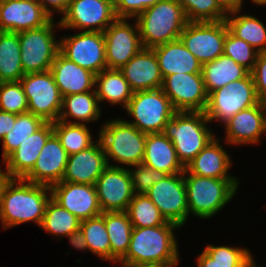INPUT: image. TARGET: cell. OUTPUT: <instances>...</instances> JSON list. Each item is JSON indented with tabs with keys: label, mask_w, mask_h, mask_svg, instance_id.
<instances>
[{
	"label": "cell",
	"mask_w": 266,
	"mask_h": 267,
	"mask_svg": "<svg viewBox=\"0 0 266 267\" xmlns=\"http://www.w3.org/2000/svg\"><path fill=\"white\" fill-rule=\"evenodd\" d=\"M51 198L49 186L34 184L23 178L3 177L0 181L2 227L9 229L26 222L40 226Z\"/></svg>",
	"instance_id": "1"
},
{
	"label": "cell",
	"mask_w": 266,
	"mask_h": 267,
	"mask_svg": "<svg viewBox=\"0 0 266 267\" xmlns=\"http://www.w3.org/2000/svg\"><path fill=\"white\" fill-rule=\"evenodd\" d=\"M175 229L180 227L168 221L154 227H133L128 251L121 260L176 267L179 252Z\"/></svg>",
	"instance_id": "2"
},
{
	"label": "cell",
	"mask_w": 266,
	"mask_h": 267,
	"mask_svg": "<svg viewBox=\"0 0 266 267\" xmlns=\"http://www.w3.org/2000/svg\"><path fill=\"white\" fill-rule=\"evenodd\" d=\"M143 48H153L180 38L188 23L176 0H159L135 18Z\"/></svg>",
	"instance_id": "3"
},
{
	"label": "cell",
	"mask_w": 266,
	"mask_h": 267,
	"mask_svg": "<svg viewBox=\"0 0 266 267\" xmlns=\"http://www.w3.org/2000/svg\"><path fill=\"white\" fill-rule=\"evenodd\" d=\"M204 112L177 111L165 125L163 134L171 140L184 167L215 137L206 126Z\"/></svg>",
	"instance_id": "4"
},
{
	"label": "cell",
	"mask_w": 266,
	"mask_h": 267,
	"mask_svg": "<svg viewBox=\"0 0 266 267\" xmlns=\"http://www.w3.org/2000/svg\"><path fill=\"white\" fill-rule=\"evenodd\" d=\"M188 174L183 173L188 211L200 219L205 220L222 210L233 199L238 189L237 179H217Z\"/></svg>",
	"instance_id": "5"
},
{
	"label": "cell",
	"mask_w": 266,
	"mask_h": 267,
	"mask_svg": "<svg viewBox=\"0 0 266 267\" xmlns=\"http://www.w3.org/2000/svg\"><path fill=\"white\" fill-rule=\"evenodd\" d=\"M98 136L109 166V159L128 167L143 162L147 134L142 133L126 120L116 118L106 121L102 125Z\"/></svg>",
	"instance_id": "6"
},
{
	"label": "cell",
	"mask_w": 266,
	"mask_h": 267,
	"mask_svg": "<svg viewBox=\"0 0 266 267\" xmlns=\"http://www.w3.org/2000/svg\"><path fill=\"white\" fill-rule=\"evenodd\" d=\"M125 110L135 119L126 122L145 134L163 133L177 112L162 88L134 92Z\"/></svg>",
	"instance_id": "7"
},
{
	"label": "cell",
	"mask_w": 266,
	"mask_h": 267,
	"mask_svg": "<svg viewBox=\"0 0 266 267\" xmlns=\"http://www.w3.org/2000/svg\"><path fill=\"white\" fill-rule=\"evenodd\" d=\"M252 74L245 78L228 83L208 94L204 111L211 122L215 119L225 124L239 111L259 104Z\"/></svg>",
	"instance_id": "8"
},
{
	"label": "cell",
	"mask_w": 266,
	"mask_h": 267,
	"mask_svg": "<svg viewBox=\"0 0 266 267\" xmlns=\"http://www.w3.org/2000/svg\"><path fill=\"white\" fill-rule=\"evenodd\" d=\"M52 19L43 27L19 32L21 64L24 74L50 70L57 54L60 41H56L54 30L58 23Z\"/></svg>",
	"instance_id": "9"
},
{
	"label": "cell",
	"mask_w": 266,
	"mask_h": 267,
	"mask_svg": "<svg viewBox=\"0 0 266 267\" xmlns=\"http://www.w3.org/2000/svg\"><path fill=\"white\" fill-rule=\"evenodd\" d=\"M20 83L28 100V112L45 122L57 121L63 97L51 71L25 74Z\"/></svg>",
	"instance_id": "10"
},
{
	"label": "cell",
	"mask_w": 266,
	"mask_h": 267,
	"mask_svg": "<svg viewBox=\"0 0 266 267\" xmlns=\"http://www.w3.org/2000/svg\"><path fill=\"white\" fill-rule=\"evenodd\" d=\"M227 30L225 20L188 22L180 34V40L203 65L223 55Z\"/></svg>",
	"instance_id": "11"
},
{
	"label": "cell",
	"mask_w": 266,
	"mask_h": 267,
	"mask_svg": "<svg viewBox=\"0 0 266 267\" xmlns=\"http://www.w3.org/2000/svg\"><path fill=\"white\" fill-rule=\"evenodd\" d=\"M116 19L113 0H71L57 28L104 32Z\"/></svg>",
	"instance_id": "12"
},
{
	"label": "cell",
	"mask_w": 266,
	"mask_h": 267,
	"mask_svg": "<svg viewBox=\"0 0 266 267\" xmlns=\"http://www.w3.org/2000/svg\"><path fill=\"white\" fill-rule=\"evenodd\" d=\"M146 195L166 221L183 227L189 217L183 173L167 175L163 180L153 184Z\"/></svg>",
	"instance_id": "13"
},
{
	"label": "cell",
	"mask_w": 266,
	"mask_h": 267,
	"mask_svg": "<svg viewBox=\"0 0 266 267\" xmlns=\"http://www.w3.org/2000/svg\"><path fill=\"white\" fill-rule=\"evenodd\" d=\"M162 90L176 111L204 112L208 94L201 73H175L163 79Z\"/></svg>",
	"instance_id": "14"
},
{
	"label": "cell",
	"mask_w": 266,
	"mask_h": 267,
	"mask_svg": "<svg viewBox=\"0 0 266 267\" xmlns=\"http://www.w3.org/2000/svg\"><path fill=\"white\" fill-rule=\"evenodd\" d=\"M58 41L60 52L78 66L94 74L107 69L103 32L83 31Z\"/></svg>",
	"instance_id": "15"
},
{
	"label": "cell",
	"mask_w": 266,
	"mask_h": 267,
	"mask_svg": "<svg viewBox=\"0 0 266 267\" xmlns=\"http://www.w3.org/2000/svg\"><path fill=\"white\" fill-rule=\"evenodd\" d=\"M102 212L126 211L134 191L130 169L108 166L95 182Z\"/></svg>",
	"instance_id": "16"
},
{
	"label": "cell",
	"mask_w": 266,
	"mask_h": 267,
	"mask_svg": "<svg viewBox=\"0 0 266 267\" xmlns=\"http://www.w3.org/2000/svg\"><path fill=\"white\" fill-rule=\"evenodd\" d=\"M103 35L108 69L120 70L143 48L137 22L132 26L126 18H117Z\"/></svg>",
	"instance_id": "17"
},
{
	"label": "cell",
	"mask_w": 266,
	"mask_h": 267,
	"mask_svg": "<svg viewBox=\"0 0 266 267\" xmlns=\"http://www.w3.org/2000/svg\"><path fill=\"white\" fill-rule=\"evenodd\" d=\"M52 20L39 0H0V31L18 33Z\"/></svg>",
	"instance_id": "18"
},
{
	"label": "cell",
	"mask_w": 266,
	"mask_h": 267,
	"mask_svg": "<svg viewBox=\"0 0 266 267\" xmlns=\"http://www.w3.org/2000/svg\"><path fill=\"white\" fill-rule=\"evenodd\" d=\"M50 189L52 199L80 221L102 214L95 185L61 181Z\"/></svg>",
	"instance_id": "19"
},
{
	"label": "cell",
	"mask_w": 266,
	"mask_h": 267,
	"mask_svg": "<svg viewBox=\"0 0 266 267\" xmlns=\"http://www.w3.org/2000/svg\"><path fill=\"white\" fill-rule=\"evenodd\" d=\"M68 156L59 139L53 133L40 151L33 169L23 179L49 187L61 182Z\"/></svg>",
	"instance_id": "20"
},
{
	"label": "cell",
	"mask_w": 266,
	"mask_h": 267,
	"mask_svg": "<svg viewBox=\"0 0 266 267\" xmlns=\"http://www.w3.org/2000/svg\"><path fill=\"white\" fill-rule=\"evenodd\" d=\"M109 166L103 145L98 139L92 146L68 156L62 181L95 185Z\"/></svg>",
	"instance_id": "21"
},
{
	"label": "cell",
	"mask_w": 266,
	"mask_h": 267,
	"mask_svg": "<svg viewBox=\"0 0 266 267\" xmlns=\"http://www.w3.org/2000/svg\"><path fill=\"white\" fill-rule=\"evenodd\" d=\"M228 144H256L266 132V105L259 103L239 111L224 124Z\"/></svg>",
	"instance_id": "22"
},
{
	"label": "cell",
	"mask_w": 266,
	"mask_h": 267,
	"mask_svg": "<svg viewBox=\"0 0 266 267\" xmlns=\"http://www.w3.org/2000/svg\"><path fill=\"white\" fill-rule=\"evenodd\" d=\"M52 134L53 125L51 122H46L39 130L30 135L3 161V164H6L3 176L24 178L33 169L40 151Z\"/></svg>",
	"instance_id": "23"
},
{
	"label": "cell",
	"mask_w": 266,
	"mask_h": 267,
	"mask_svg": "<svg viewBox=\"0 0 266 267\" xmlns=\"http://www.w3.org/2000/svg\"><path fill=\"white\" fill-rule=\"evenodd\" d=\"M120 71L133 92L162 88L163 77L152 48H142Z\"/></svg>",
	"instance_id": "24"
},
{
	"label": "cell",
	"mask_w": 266,
	"mask_h": 267,
	"mask_svg": "<svg viewBox=\"0 0 266 267\" xmlns=\"http://www.w3.org/2000/svg\"><path fill=\"white\" fill-rule=\"evenodd\" d=\"M50 71L62 97L86 93L95 88L96 74L78 66L61 52L57 54Z\"/></svg>",
	"instance_id": "25"
},
{
	"label": "cell",
	"mask_w": 266,
	"mask_h": 267,
	"mask_svg": "<svg viewBox=\"0 0 266 267\" xmlns=\"http://www.w3.org/2000/svg\"><path fill=\"white\" fill-rule=\"evenodd\" d=\"M220 140L212 139L196 156L187 164L183 173H191L208 178L236 179L227 172L231 166V159L219 144Z\"/></svg>",
	"instance_id": "26"
},
{
	"label": "cell",
	"mask_w": 266,
	"mask_h": 267,
	"mask_svg": "<svg viewBox=\"0 0 266 267\" xmlns=\"http://www.w3.org/2000/svg\"><path fill=\"white\" fill-rule=\"evenodd\" d=\"M163 79L175 73H201L202 64L179 39L152 48Z\"/></svg>",
	"instance_id": "27"
},
{
	"label": "cell",
	"mask_w": 266,
	"mask_h": 267,
	"mask_svg": "<svg viewBox=\"0 0 266 267\" xmlns=\"http://www.w3.org/2000/svg\"><path fill=\"white\" fill-rule=\"evenodd\" d=\"M142 163L168 175L185 171L173 143L163 133L147 134Z\"/></svg>",
	"instance_id": "28"
},
{
	"label": "cell",
	"mask_w": 266,
	"mask_h": 267,
	"mask_svg": "<svg viewBox=\"0 0 266 267\" xmlns=\"http://www.w3.org/2000/svg\"><path fill=\"white\" fill-rule=\"evenodd\" d=\"M250 72L224 54L202 65L201 74L207 94L228 83L245 78Z\"/></svg>",
	"instance_id": "29"
},
{
	"label": "cell",
	"mask_w": 266,
	"mask_h": 267,
	"mask_svg": "<svg viewBox=\"0 0 266 267\" xmlns=\"http://www.w3.org/2000/svg\"><path fill=\"white\" fill-rule=\"evenodd\" d=\"M95 88L99 103L106 100L112 105L121 104L124 109L134 93L118 69L107 68L96 74Z\"/></svg>",
	"instance_id": "30"
},
{
	"label": "cell",
	"mask_w": 266,
	"mask_h": 267,
	"mask_svg": "<svg viewBox=\"0 0 266 267\" xmlns=\"http://www.w3.org/2000/svg\"><path fill=\"white\" fill-rule=\"evenodd\" d=\"M95 89L86 93L70 94L62 99V108L58 120L69 122L68 117L77 121L69 123L86 124L100 118L101 106ZM79 121V122H78ZM81 121V122H80Z\"/></svg>",
	"instance_id": "31"
},
{
	"label": "cell",
	"mask_w": 266,
	"mask_h": 267,
	"mask_svg": "<svg viewBox=\"0 0 266 267\" xmlns=\"http://www.w3.org/2000/svg\"><path fill=\"white\" fill-rule=\"evenodd\" d=\"M246 248L207 245L198 256L197 267H259Z\"/></svg>",
	"instance_id": "32"
},
{
	"label": "cell",
	"mask_w": 266,
	"mask_h": 267,
	"mask_svg": "<svg viewBox=\"0 0 266 267\" xmlns=\"http://www.w3.org/2000/svg\"><path fill=\"white\" fill-rule=\"evenodd\" d=\"M105 225L111 246V262L118 263L127 253L132 223L126 211L105 212Z\"/></svg>",
	"instance_id": "33"
},
{
	"label": "cell",
	"mask_w": 266,
	"mask_h": 267,
	"mask_svg": "<svg viewBox=\"0 0 266 267\" xmlns=\"http://www.w3.org/2000/svg\"><path fill=\"white\" fill-rule=\"evenodd\" d=\"M20 51L19 32L0 31V83L20 81L25 75Z\"/></svg>",
	"instance_id": "34"
},
{
	"label": "cell",
	"mask_w": 266,
	"mask_h": 267,
	"mask_svg": "<svg viewBox=\"0 0 266 267\" xmlns=\"http://www.w3.org/2000/svg\"><path fill=\"white\" fill-rule=\"evenodd\" d=\"M239 13L234 12L226 16L228 30L237 38L246 41L259 53L266 52L265 25L252 15H238Z\"/></svg>",
	"instance_id": "35"
},
{
	"label": "cell",
	"mask_w": 266,
	"mask_h": 267,
	"mask_svg": "<svg viewBox=\"0 0 266 267\" xmlns=\"http://www.w3.org/2000/svg\"><path fill=\"white\" fill-rule=\"evenodd\" d=\"M53 133L59 139L60 144L68 153L75 154L92 146L93 141L86 124L55 121L52 123Z\"/></svg>",
	"instance_id": "36"
},
{
	"label": "cell",
	"mask_w": 266,
	"mask_h": 267,
	"mask_svg": "<svg viewBox=\"0 0 266 267\" xmlns=\"http://www.w3.org/2000/svg\"><path fill=\"white\" fill-rule=\"evenodd\" d=\"M80 229L86 239L88 250L102 258L101 260L111 261V246L105 225V212L81 221Z\"/></svg>",
	"instance_id": "37"
},
{
	"label": "cell",
	"mask_w": 266,
	"mask_h": 267,
	"mask_svg": "<svg viewBox=\"0 0 266 267\" xmlns=\"http://www.w3.org/2000/svg\"><path fill=\"white\" fill-rule=\"evenodd\" d=\"M80 223L81 221L76 216L51 198L46 206L40 228L57 237H66L79 229Z\"/></svg>",
	"instance_id": "38"
},
{
	"label": "cell",
	"mask_w": 266,
	"mask_h": 267,
	"mask_svg": "<svg viewBox=\"0 0 266 267\" xmlns=\"http://www.w3.org/2000/svg\"><path fill=\"white\" fill-rule=\"evenodd\" d=\"M45 123L32 113L18 114L13 129L2 140V162Z\"/></svg>",
	"instance_id": "39"
},
{
	"label": "cell",
	"mask_w": 266,
	"mask_h": 267,
	"mask_svg": "<svg viewBox=\"0 0 266 267\" xmlns=\"http://www.w3.org/2000/svg\"><path fill=\"white\" fill-rule=\"evenodd\" d=\"M126 212L133 227H154L167 222L146 194H134Z\"/></svg>",
	"instance_id": "40"
},
{
	"label": "cell",
	"mask_w": 266,
	"mask_h": 267,
	"mask_svg": "<svg viewBox=\"0 0 266 267\" xmlns=\"http://www.w3.org/2000/svg\"><path fill=\"white\" fill-rule=\"evenodd\" d=\"M182 6L188 22L225 20L226 14L216 0H176Z\"/></svg>",
	"instance_id": "41"
},
{
	"label": "cell",
	"mask_w": 266,
	"mask_h": 267,
	"mask_svg": "<svg viewBox=\"0 0 266 267\" xmlns=\"http://www.w3.org/2000/svg\"><path fill=\"white\" fill-rule=\"evenodd\" d=\"M223 54L232 58L237 64L253 71L259 52L246 41L237 38L229 30L225 36Z\"/></svg>",
	"instance_id": "42"
},
{
	"label": "cell",
	"mask_w": 266,
	"mask_h": 267,
	"mask_svg": "<svg viewBox=\"0 0 266 267\" xmlns=\"http://www.w3.org/2000/svg\"><path fill=\"white\" fill-rule=\"evenodd\" d=\"M0 110L17 115L28 112V100L20 81L0 83Z\"/></svg>",
	"instance_id": "43"
},
{
	"label": "cell",
	"mask_w": 266,
	"mask_h": 267,
	"mask_svg": "<svg viewBox=\"0 0 266 267\" xmlns=\"http://www.w3.org/2000/svg\"><path fill=\"white\" fill-rule=\"evenodd\" d=\"M131 167H135L130 170L134 194H146L153 184L163 180L168 175L143 163Z\"/></svg>",
	"instance_id": "44"
},
{
	"label": "cell",
	"mask_w": 266,
	"mask_h": 267,
	"mask_svg": "<svg viewBox=\"0 0 266 267\" xmlns=\"http://www.w3.org/2000/svg\"><path fill=\"white\" fill-rule=\"evenodd\" d=\"M159 0H113L117 18H135Z\"/></svg>",
	"instance_id": "45"
},
{
	"label": "cell",
	"mask_w": 266,
	"mask_h": 267,
	"mask_svg": "<svg viewBox=\"0 0 266 267\" xmlns=\"http://www.w3.org/2000/svg\"><path fill=\"white\" fill-rule=\"evenodd\" d=\"M258 100L266 105V52L259 53L251 72Z\"/></svg>",
	"instance_id": "46"
},
{
	"label": "cell",
	"mask_w": 266,
	"mask_h": 267,
	"mask_svg": "<svg viewBox=\"0 0 266 267\" xmlns=\"http://www.w3.org/2000/svg\"><path fill=\"white\" fill-rule=\"evenodd\" d=\"M71 0H39L44 10L53 17L54 10L59 11L58 13L64 14L68 8L69 2ZM51 8V9H50Z\"/></svg>",
	"instance_id": "47"
},
{
	"label": "cell",
	"mask_w": 266,
	"mask_h": 267,
	"mask_svg": "<svg viewBox=\"0 0 266 267\" xmlns=\"http://www.w3.org/2000/svg\"><path fill=\"white\" fill-rule=\"evenodd\" d=\"M17 114L0 110V140L13 129Z\"/></svg>",
	"instance_id": "48"
},
{
	"label": "cell",
	"mask_w": 266,
	"mask_h": 267,
	"mask_svg": "<svg viewBox=\"0 0 266 267\" xmlns=\"http://www.w3.org/2000/svg\"><path fill=\"white\" fill-rule=\"evenodd\" d=\"M221 10L226 14L240 12L243 0H216Z\"/></svg>",
	"instance_id": "49"
},
{
	"label": "cell",
	"mask_w": 266,
	"mask_h": 267,
	"mask_svg": "<svg viewBox=\"0 0 266 267\" xmlns=\"http://www.w3.org/2000/svg\"><path fill=\"white\" fill-rule=\"evenodd\" d=\"M66 237L69 238L70 243L74 248L78 250L80 249L81 251H84V250L86 251V249L88 250L86 239L80 228L75 230L74 232H72Z\"/></svg>",
	"instance_id": "50"
},
{
	"label": "cell",
	"mask_w": 266,
	"mask_h": 267,
	"mask_svg": "<svg viewBox=\"0 0 266 267\" xmlns=\"http://www.w3.org/2000/svg\"><path fill=\"white\" fill-rule=\"evenodd\" d=\"M119 262L121 263V267H162L160 265L150 263H134L123 260H119Z\"/></svg>",
	"instance_id": "51"
},
{
	"label": "cell",
	"mask_w": 266,
	"mask_h": 267,
	"mask_svg": "<svg viewBox=\"0 0 266 267\" xmlns=\"http://www.w3.org/2000/svg\"><path fill=\"white\" fill-rule=\"evenodd\" d=\"M257 5H266V0H252Z\"/></svg>",
	"instance_id": "52"
},
{
	"label": "cell",
	"mask_w": 266,
	"mask_h": 267,
	"mask_svg": "<svg viewBox=\"0 0 266 267\" xmlns=\"http://www.w3.org/2000/svg\"><path fill=\"white\" fill-rule=\"evenodd\" d=\"M3 171L0 169V181L3 179Z\"/></svg>",
	"instance_id": "53"
}]
</instances>
